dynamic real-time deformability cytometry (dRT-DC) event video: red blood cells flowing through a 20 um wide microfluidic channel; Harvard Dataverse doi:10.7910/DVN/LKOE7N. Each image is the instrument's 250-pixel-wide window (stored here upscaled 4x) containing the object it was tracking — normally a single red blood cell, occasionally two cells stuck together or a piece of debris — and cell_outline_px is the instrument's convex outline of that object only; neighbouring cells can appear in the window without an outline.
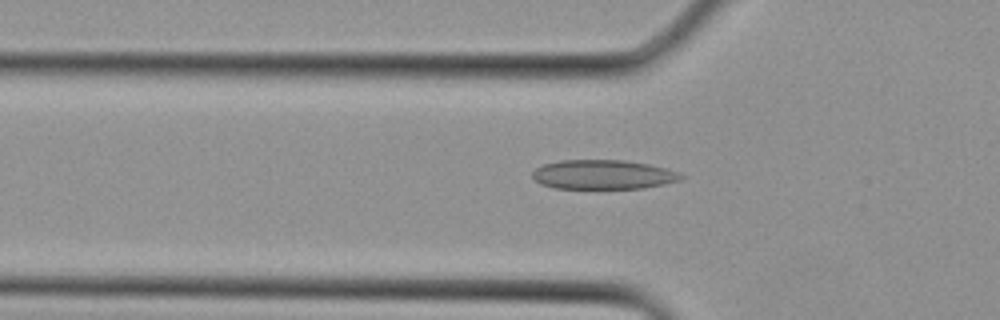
{"species": "Egyptian fruit bat (a non-hibernating species)", "species_latin": "Rousettus aegyptiacus", "temperature_condition": "cold", "stored_images_in_passage": 3, "camera_frame_rate_fps": 3000, "um_per_image_px": 0.085, "animal": {"sex": "female"}, "frame": {"image": 1, "passage_image": 3, "time_ms": 0.667, "image_size_px": [1000, 320], "cell_outline_px": [[688, 176], [680, 180], [664, 184], [644, 188], [556, 188], [540, 184], [532, 176], [532, 172], [536, 168], [544, 164], [560, 160], [624, 160], [648, 164], [680, 172]], "centroid_in_image_um": [51.3, 14.83], "position_along_channel_um": 74.5, "area_um2": 25.43}}